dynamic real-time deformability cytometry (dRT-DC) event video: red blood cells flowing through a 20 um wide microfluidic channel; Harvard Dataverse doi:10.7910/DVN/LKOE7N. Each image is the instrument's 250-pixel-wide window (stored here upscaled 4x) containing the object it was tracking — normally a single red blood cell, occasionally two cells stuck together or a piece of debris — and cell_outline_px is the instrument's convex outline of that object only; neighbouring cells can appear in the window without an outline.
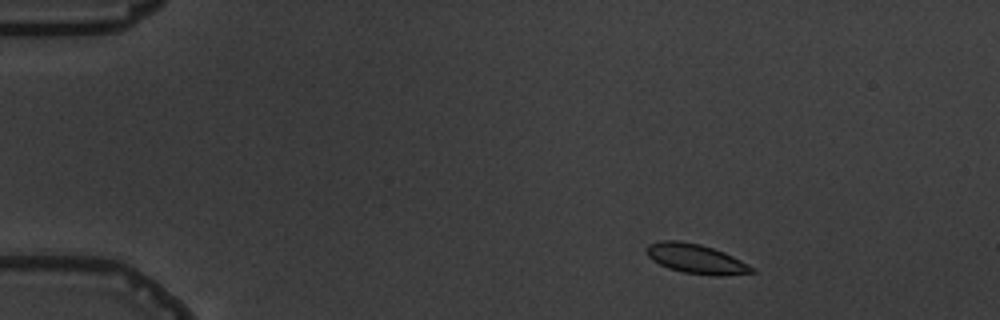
{"species": "common noctule bat (a hibernating species)", "species_latin": "Nyctalus noctula", "temperature_condition": "warm", "stored_images_in_passage": 6, "camera_frame_rate_fps": 3000, "um_per_image_px": 0.085, "animal": {"sex": "male", "body_mass_g": 19.5, "forearm_length_mm": 54.6}, "frame": {"image": 1, "passage_image": 1, "time_ms": 0.0, "image_size_px": [1000, 320], "cell_outline_px": [[756, 272], [720, 276], [684, 272], [668, 268], [652, 260], [648, 256], [644, 248], [648, 244], [660, 240], [680, 240], [700, 244], [724, 252], [756, 268]], "centroid_in_image_um": [59.14, 21.98], "position_along_channel_um": 25.9, "area_um2": 18.15}}
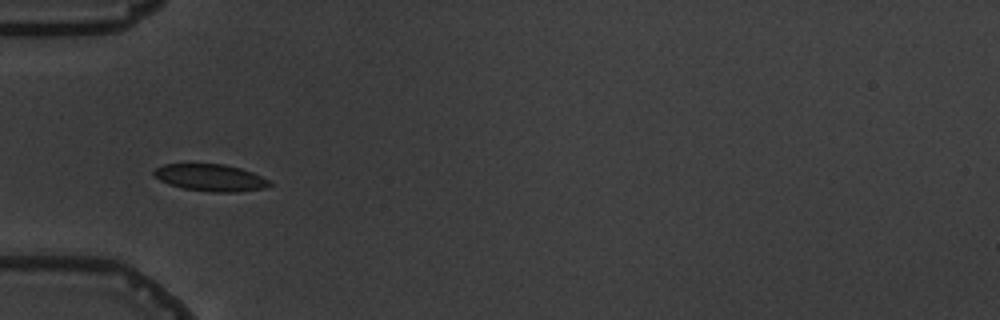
{"frame": {"image": 2, "passage_image": 4, "time_ms": 3.333, "image_size_px": [1000, 320], "cell_outline_px": [[272, 184], [264, 188], [236, 192], [212, 192], [184, 188], [168, 184], [160, 180], [152, 172], [156, 168], [164, 164], [224, 164], [240, 168], [252, 172], [268, 180]], "centroid_in_image_um": [17.88, 15.1], "position_along_channel_um": 67.1, "area_um2": 17.98}}